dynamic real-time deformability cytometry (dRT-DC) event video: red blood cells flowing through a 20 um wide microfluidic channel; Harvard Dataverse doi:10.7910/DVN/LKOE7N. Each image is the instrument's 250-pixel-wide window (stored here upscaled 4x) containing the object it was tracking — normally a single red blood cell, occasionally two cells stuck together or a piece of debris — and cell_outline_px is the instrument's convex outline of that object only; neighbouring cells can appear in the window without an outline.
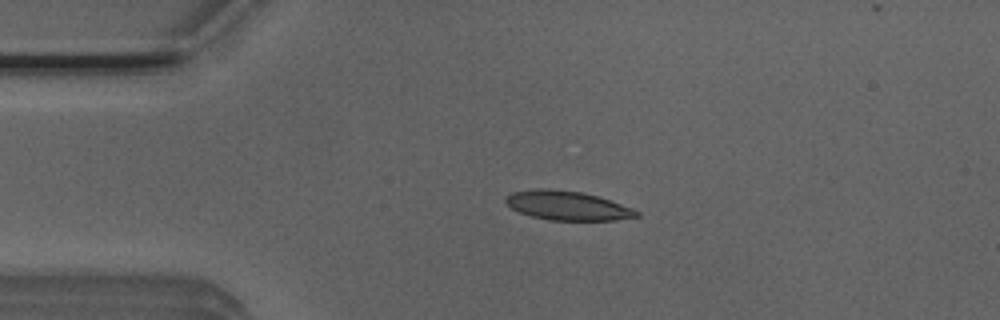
{"species": "Egyptian fruit bat (a non-hibernating species)", "species_latin": "Rousettus aegyptiacus", "temperature_condition": "room temperature", "stored_images_in_passage": 43, "camera_frame_rate_fps": 3000, "um_per_image_px": 0.085, "animal": {"sex": "male"}, "frame": {"image": 1, "passage_image": 1, "time_ms": 0.0, "image_size_px": [1000, 320], "cell_outline_px": [[640, 216], [616, 220], [548, 220], [532, 216], [520, 212], [512, 208], [504, 200], [504, 196], [512, 192], [540, 188], [548, 188], [580, 192], [596, 196], [632, 208], [640, 212]], "centroid_in_image_um": [48.2, 17.47], "position_along_channel_um": 36.8, "area_um2": 22.02}}
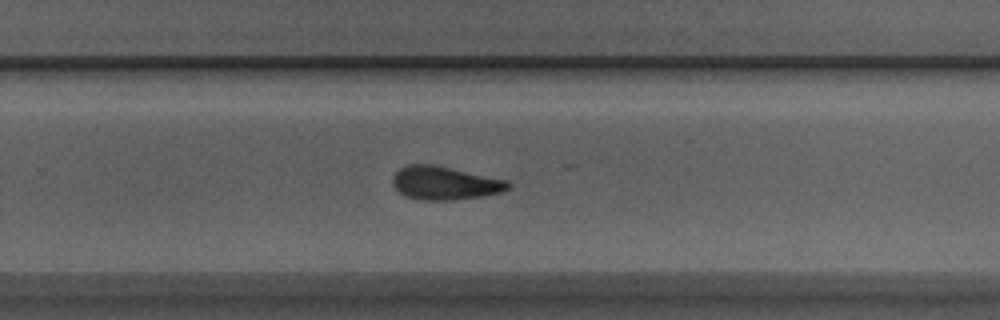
{"frame": {"image": 2, "passage_image": 23, "time_ms": 7.333, "image_size_px": [1000, 320], "cell_outline_px": [[512, 184], [504, 192], [480, 196], [452, 200], [420, 200], [404, 196], [392, 184], [392, 176], [404, 164], [432, 164], [508, 180]], "centroid_in_image_um": [37.79, 15.56], "position_along_channel_um": 292.0, "area_um2": 22.54}}
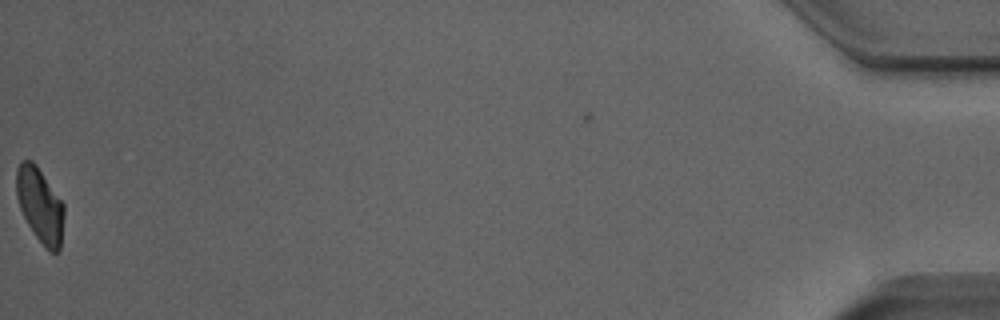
{"frame": {"image": 3, "passage_image": 42, "time_ms": 13.667, "image_size_px": [1000, 320], "cell_outline_px": [[64, 216], [60, 248], [56, 252], [48, 252], [44, 248], [28, 224], [20, 208], [16, 196], [16, 168], [20, 160], [32, 160], [36, 164], [64, 204]], "centroid_in_image_um": [3.39, 17.42], "position_along_channel_um": 431.8, "area_um2": 20.81}, "authors_computed_cell_mechanics": {"area_um2": 22.4842, "velocity_mm_per_s": 3.9123, "shape_relaxation_time_tau1_ms": 5.8285, "shape_relaxation_time_tau2_ms": 3.3943, "deformation_change_tau1": 0.1601, "deformation_change_tau2": 0.1052}}